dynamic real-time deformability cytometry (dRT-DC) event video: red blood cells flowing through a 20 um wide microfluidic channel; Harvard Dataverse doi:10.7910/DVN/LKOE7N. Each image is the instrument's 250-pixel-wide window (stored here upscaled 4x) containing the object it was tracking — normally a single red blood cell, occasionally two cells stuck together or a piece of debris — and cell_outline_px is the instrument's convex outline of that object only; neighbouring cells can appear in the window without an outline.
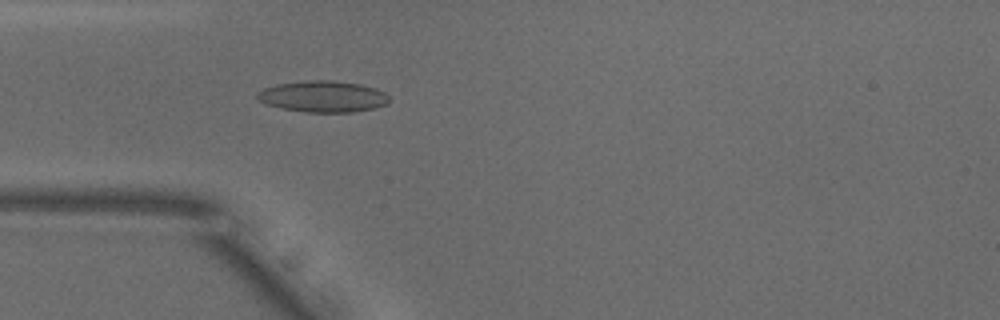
{"species": "common noctule bat (a hibernating species)", "species_latin": "Nyctalus noctula", "temperature_condition": "warm", "stored_images_in_passage": 27, "camera_frame_rate_fps": 3000, "um_per_image_px": 0.085, "animal": {"sex": "male", "body_mass_g": 18.8}, "frame": {"image": 1, "passage_image": 5, "time_ms": 1.333, "image_size_px": [1000, 320], "cell_outline_px": [[388, 104], [372, 108], [352, 112], [304, 112], [280, 108], [268, 104], [260, 100], [256, 96], [256, 92], [264, 88], [276, 84], [308, 80], [332, 80], [360, 84], [376, 88], [384, 92], [388, 96]], "centroid_in_image_um": [27.44, 8.19], "position_along_channel_um": 57.6, "area_um2": 24.04}}
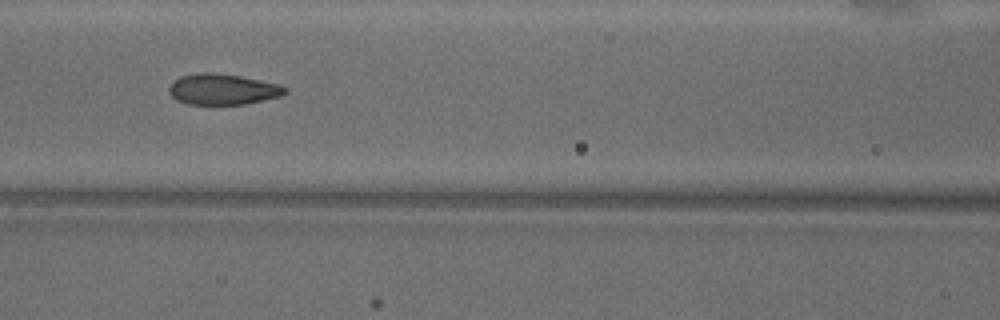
{"frame": {"image": 2, "passage_image": 12, "time_ms": 3.667, "image_size_px": [1000, 320], "cell_outline_px": [[288, 92], [280, 96], [244, 104], [188, 104], [176, 100], [168, 92], [168, 88], [180, 76], [200, 72], [208, 72], [240, 76], [280, 84], [288, 88]], "centroid_in_image_um": [18.94, 7.59], "position_along_channel_um": 147.7, "area_um2": 20.75}}
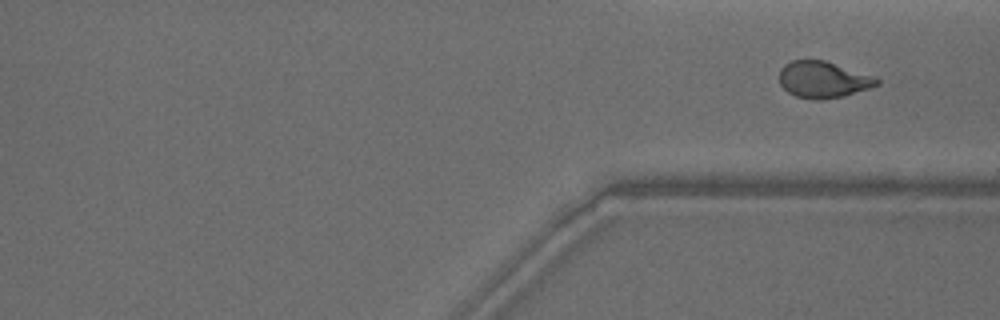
{"frame": {"image": 3, "passage_image": 27, "time_ms": 8.667, "image_size_px": [1000, 320], "cell_outline_px": [[880, 84], [844, 96], [820, 100], [816, 100], [796, 96], [788, 92], [780, 84], [780, 68], [784, 64], [792, 60], [824, 60], [872, 76], [880, 80]], "centroid_in_image_um": [69.94, 6.77], "position_along_channel_um": 341.5, "area_um2": 20.52}}